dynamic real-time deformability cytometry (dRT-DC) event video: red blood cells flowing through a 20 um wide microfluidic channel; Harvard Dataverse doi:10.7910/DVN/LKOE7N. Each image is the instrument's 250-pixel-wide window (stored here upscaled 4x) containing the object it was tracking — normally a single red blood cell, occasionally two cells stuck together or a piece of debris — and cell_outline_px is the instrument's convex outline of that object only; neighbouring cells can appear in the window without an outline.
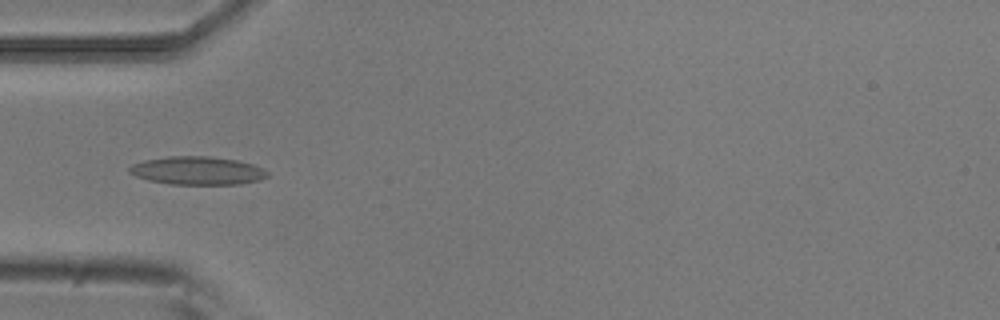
{"species": "common noctule bat (a hibernating species)", "species_latin": "Nyctalus noctula", "temperature_condition": "room temperature", "stored_images_in_passage": 6, "camera_frame_rate_fps": 3000, "um_per_image_px": 0.085, "animal": {"sex": "male", "body_mass_g": 20.5, "forearm_length_mm": 52.5}, "frame": {"image": 1, "passage_image": 4, "time_ms": 1.0, "image_size_px": [1000, 320], "cell_outline_px": [[268, 176], [260, 180], [240, 184], [168, 184], [148, 180], [136, 176], [128, 172], [128, 168], [132, 164], [144, 160], [168, 156], [208, 156], [236, 160], [252, 164], [268, 172]], "centroid_in_image_um": [16.74, 14.5], "position_along_channel_um": 68.3, "area_um2": 22.66}}
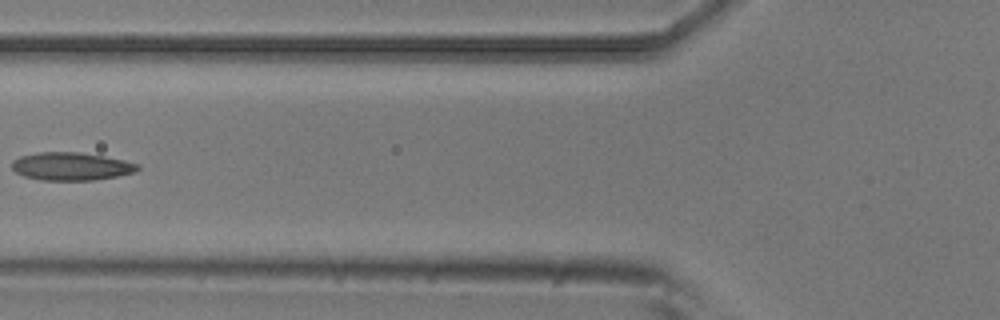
{"frame": {"image": 2, "passage_image": 5, "time_ms": 1.333, "image_size_px": [1000, 320], "cell_outline_px": [[140, 168], [132, 172], [116, 176], [92, 180], [40, 180], [24, 176], [16, 172], [12, 168], [12, 160], [20, 156], [36, 152], [80, 152], [104, 156], [124, 160], [140, 164]], "centroid_in_image_um": [6.02, 14.13], "position_along_channel_um": 119.8, "area_um2": 20.46}}
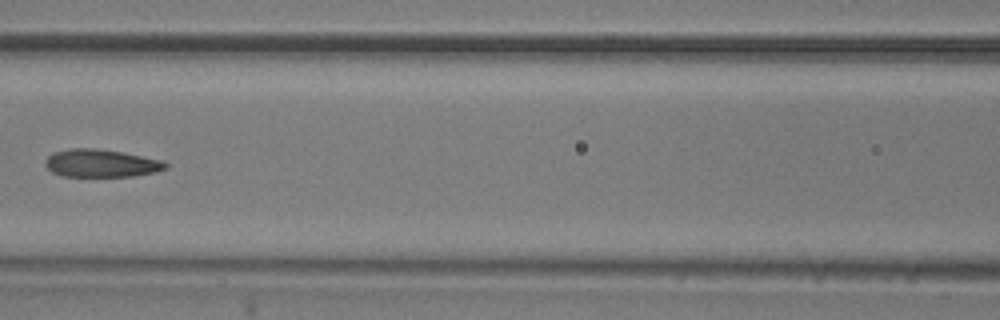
{"frame": {"image": 3, "passage_image": 6, "time_ms": 1.667, "image_size_px": [1000, 320], "cell_outline_px": [[168, 168], [156, 172], [132, 176], [60, 176], [52, 172], [44, 164], [44, 160], [52, 152], [68, 148], [96, 148], [124, 152], [164, 160], [168, 164]], "centroid_in_image_um": [8.6, 13.86], "position_along_channel_um": 158.0, "area_um2": 19.83}}